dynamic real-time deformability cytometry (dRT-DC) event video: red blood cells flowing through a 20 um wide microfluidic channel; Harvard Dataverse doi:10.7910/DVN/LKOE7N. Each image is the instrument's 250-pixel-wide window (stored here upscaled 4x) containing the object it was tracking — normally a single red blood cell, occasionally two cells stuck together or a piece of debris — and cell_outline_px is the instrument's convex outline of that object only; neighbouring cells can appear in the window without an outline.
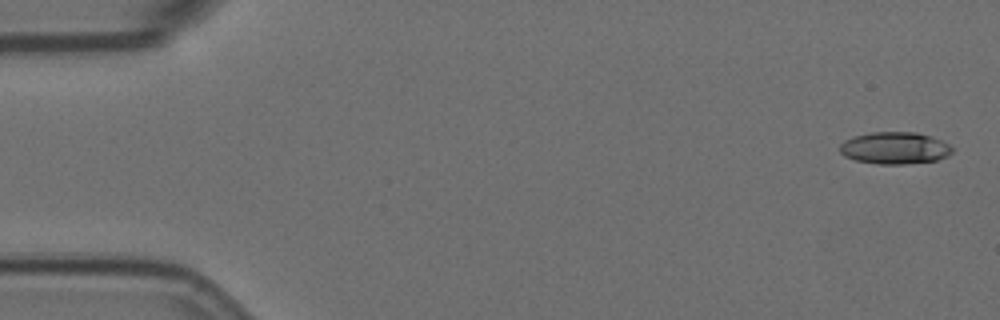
{"species": "Egyptian fruit bat (a non-hibernating species)", "species_latin": "Rousettus aegyptiacus", "temperature_condition": "room temperature", "stored_images_in_passage": 6, "camera_frame_rate_fps": 3000, "um_per_image_px": 0.085, "animal": {"sex": "female"}, "frame": {"image": 1, "passage_image": 1, "time_ms": 0.0, "image_size_px": [1000, 320], "cell_outline_px": [[952, 152], [948, 156], [936, 160], [904, 164], [880, 164], [856, 160], [844, 156], [840, 152], [840, 144], [844, 140], [856, 136], [872, 132], [916, 132], [932, 136], [948, 144], [952, 148]], "centroid_in_image_um": [76.06, 12.58], "position_along_channel_um": 8.9, "area_um2": 20.87}}